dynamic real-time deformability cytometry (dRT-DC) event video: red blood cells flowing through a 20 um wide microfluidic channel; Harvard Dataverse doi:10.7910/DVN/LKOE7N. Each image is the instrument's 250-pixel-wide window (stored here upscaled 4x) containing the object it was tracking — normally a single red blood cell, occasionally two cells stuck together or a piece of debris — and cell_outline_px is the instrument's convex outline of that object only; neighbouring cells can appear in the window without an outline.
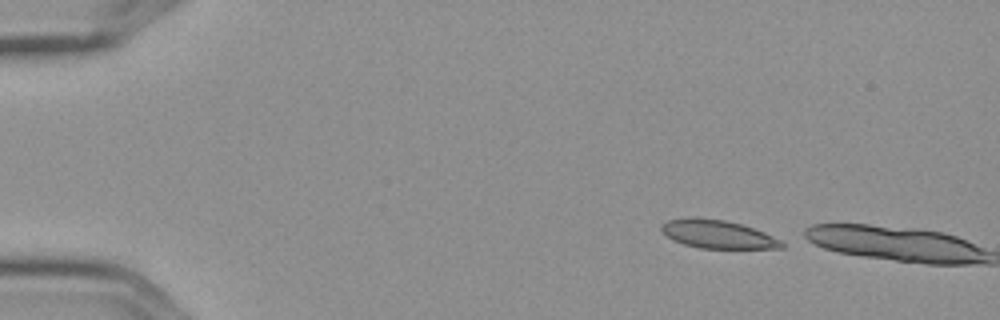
{"species": "Egyptian fruit bat (a non-hibernating species)", "species_latin": "Rousettus aegyptiacus", "temperature_condition": "cold", "stored_images_in_passage": 2, "camera_frame_rate_fps": 3000, "um_per_image_px": 0.085, "frame": {"image": 1, "passage_image": 1, "time_ms": 0.0, "image_size_px": [1000, 320], "cell_outline_px": [[784, 248], [700, 248], [684, 244], [672, 240], [660, 228], [660, 224], [668, 220], [688, 216], [692, 216], [724, 220], [740, 224], [764, 232], [780, 240], [784, 244]], "centroid_in_image_um": [60.95, 19.89], "position_along_channel_um": 24.0, "area_um2": 19.77}}